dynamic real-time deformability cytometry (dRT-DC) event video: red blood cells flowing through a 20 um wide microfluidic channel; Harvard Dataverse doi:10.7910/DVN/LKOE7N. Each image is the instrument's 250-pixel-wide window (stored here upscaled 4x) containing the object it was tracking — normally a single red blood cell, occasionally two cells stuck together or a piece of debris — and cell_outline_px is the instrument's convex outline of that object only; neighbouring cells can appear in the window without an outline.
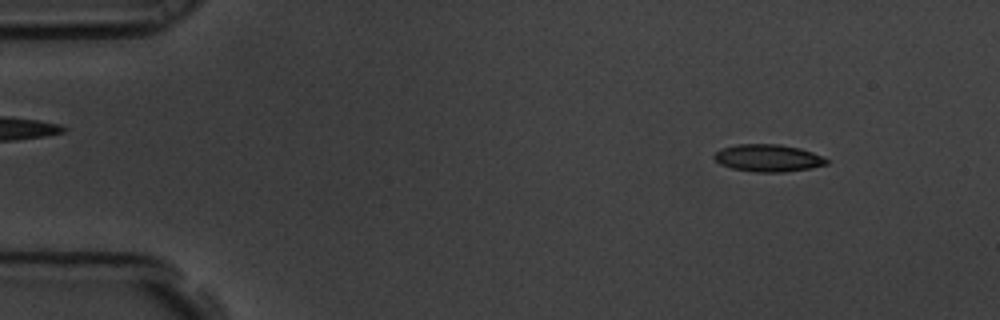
{"species": "common noctule bat (a hibernating species)", "species_latin": "Nyctalus noctula", "temperature_condition": "room temperature", "stored_images_in_passage": 5, "camera_frame_rate_fps": 3000, "um_per_image_px": 0.085, "animal": {"sex": "male", "body_mass_g": 19.5, "forearm_length_mm": 54.6}, "frame": {"image": 1, "passage_image": 2, "time_ms": 0.333, "image_size_px": [1000, 320], "cell_outline_px": [[828, 164], [812, 168], [784, 172], [756, 172], [732, 168], [720, 164], [712, 156], [720, 148], [736, 144], [780, 144], [800, 148], [812, 152], [828, 160]], "centroid_in_image_um": [65.27, 13.43], "position_along_channel_um": 19.7, "area_um2": 17.92}}
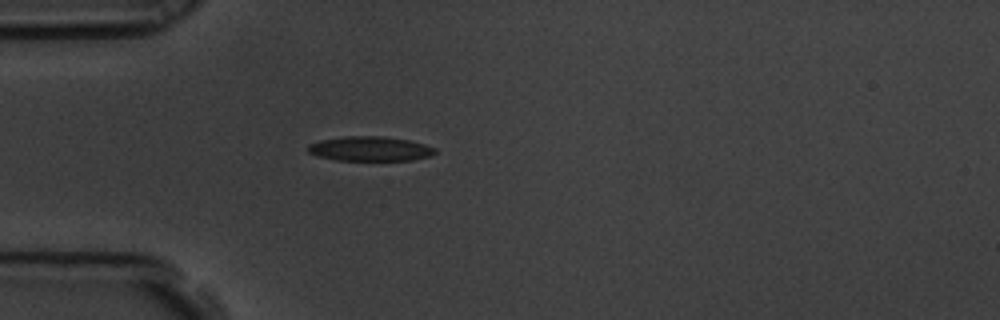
{"frame": {"image": 2, "passage_image": 5, "time_ms": 1.333, "image_size_px": [1000, 320], "cell_outline_px": [[436, 152], [432, 156], [412, 160], [336, 160], [316, 156], [308, 152], [308, 144], [320, 140], [344, 136], [380, 136], [408, 140], [424, 144], [436, 148]], "centroid_in_image_um": [31.44, 12.65], "position_along_channel_um": 53.6, "area_um2": 18.26}}